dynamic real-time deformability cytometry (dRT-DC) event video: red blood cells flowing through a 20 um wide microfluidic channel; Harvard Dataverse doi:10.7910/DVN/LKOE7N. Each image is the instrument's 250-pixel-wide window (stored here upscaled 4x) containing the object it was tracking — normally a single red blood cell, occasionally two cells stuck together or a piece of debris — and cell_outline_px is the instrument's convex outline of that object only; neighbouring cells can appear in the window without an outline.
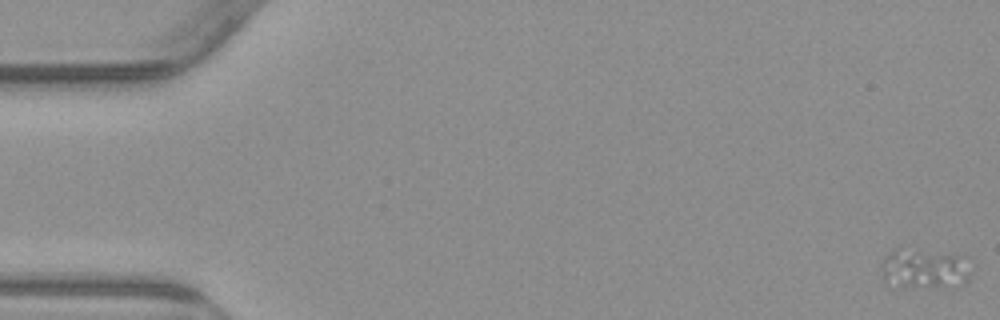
{"species": "common noctule bat (a hibernating species)", "species_latin": "Nyctalus noctula", "temperature_condition": "warm", "stored_images_in_passage": 56, "camera_frame_rate_fps": 3000, "um_per_image_px": 0.085, "animal": {"sex": "male", "body_mass_g": 23.1, "forearm_length_mm": 52.7}, "frame": {"image": 1, "passage_image": 1, "time_ms": 0.0, "image_size_px": [1000, 320], "cell_outline_px": [[968, 280], [964, 284], [884, 284], [880, 268], [880, 264], [884, 256], [892, 248], [900, 244], [960, 256], [968, 276]], "centroid_in_image_um": [78.35, 22.7], "position_along_channel_um": 6.7, "area_um2": 20.23}}
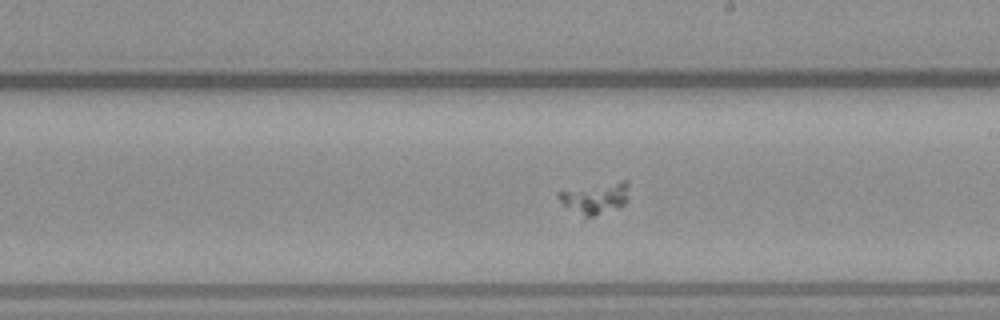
{"frame": {"image": 2, "passage_image": 32, "time_ms": 10.333, "image_size_px": [1000, 320], "cell_outline_px": [[628, 200], [620, 208], [584, 220], [564, 204], [556, 196], [556, 192], [620, 180], [628, 180]], "centroid_in_image_um": [50.63, 16.87], "position_along_channel_um": 238.4, "area_um2": 13.24}}
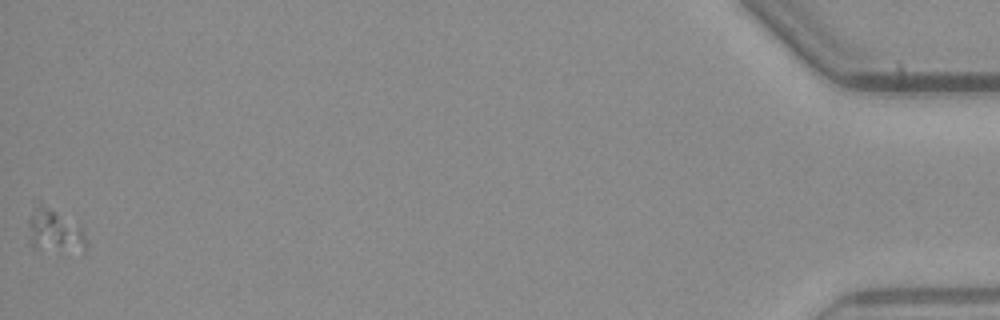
{"frame": {"image": 3, "passage_image": 56, "time_ms": 18.333, "image_size_px": [1000, 320], "cell_outline_px": [[88, 244], [84, 252], [32, 248], [28, 244], [28, 220], [32, 200], [36, 196], [80, 224], [88, 240]], "centroid_in_image_um": [4.58, 19.49], "position_along_channel_um": 430.6, "area_um2": 16.24}}